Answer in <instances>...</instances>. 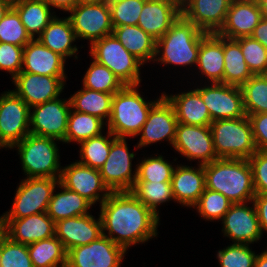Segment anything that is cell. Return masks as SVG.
<instances>
[{"mask_svg":"<svg viewBox=\"0 0 267 267\" xmlns=\"http://www.w3.org/2000/svg\"><path fill=\"white\" fill-rule=\"evenodd\" d=\"M31 40L19 14L11 7L0 21V43H11L24 47Z\"/></svg>","mask_w":267,"mask_h":267,"instance_id":"43","label":"cell"},{"mask_svg":"<svg viewBox=\"0 0 267 267\" xmlns=\"http://www.w3.org/2000/svg\"><path fill=\"white\" fill-rule=\"evenodd\" d=\"M261 10L262 18L267 19V0H257Z\"/></svg>","mask_w":267,"mask_h":267,"instance_id":"56","label":"cell"},{"mask_svg":"<svg viewBox=\"0 0 267 267\" xmlns=\"http://www.w3.org/2000/svg\"><path fill=\"white\" fill-rule=\"evenodd\" d=\"M0 267H33L27 245L5 235L0 244Z\"/></svg>","mask_w":267,"mask_h":267,"instance_id":"47","label":"cell"},{"mask_svg":"<svg viewBox=\"0 0 267 267\" xmlns=\"http://www.w3.org/2000/svg\"><path fill=\"white\" fill-rule=\"evenodd\" d=\"M99 206L103 235L126 252L130 246L157 237L159 216L131 191L111 192Z\"/></svg>","mask_w":267,"mask_h":267,"instance_id":"1","label":"cell"},{"mask_svg":"<svg viewBox=\"0 0 267 267\" xmlns=\"http://www.w3.org/2000/svg\"><path fill=\"white\" fill-rule=\"evenodd\" d=\"M112 1H115V0H104L105 3H111Z\"/></svg>","mask_w":267,"mask_h":267,"instance_id":"60","label":"cell"},{"mask_svg":"<svg viewBox=\"0 0 267 267\" xmlns=\"http://www.w3.org/2000/svg\"><path fill=\"white\" fill-rule=\"evenodd\" d=\"M126 138L112 141L109 156L99 169L103 183L111 192L131 191L137 179V167L132 172V159Z\"/></svg>","mask_w":267,"mask_h":267,"instance_id":"11","label":"cell"},{"mask_svg":"<svg viewBox=\"0 0 267 267\" xmlns=\"http://www.w3.org/2000/svg\"><path fill=\"white\" fill-rule=\"evenodd\" d=\"M31 109L33 111L31 112ZM69 99L55 98L30 108V134L50 137L63 142L70 114Z\"/></svg>","mask_w":267,"mask_h":267,"instance_id":"12","label":"cell"},{"mask_svg":"<svg viewBox=\"0 0 267 267\" xmlns=\"http://www.w3.org/2000/svg\"><path fill=\"white\" fill-rule=\"evenodd\" d=\"M233 203L221 221L222 232L234 243L251 244L263 236L254 204Z\"/></svg>","mask_w":267,"mask_h":267,"instance_id":"19","label":"cell"},{"mask_svg":"<svg viewBox=\"0 0 267 267\" xmlns=\"http://www.w3.org/2000/svg\"><path fill=\"white\" fill-rule=\"evenodd\" d=\"M102 222L92 214L75 216L55 223V236L63 243L66 251L91 243L102 236Z\"/></svg>","mask_w":267,"mask_h":267,"instance_id":"21","label":"cell"},{"mask_svg":"<svg viewBox=\"0 0 267 267\" xmlns=\"http://www.w3.org/2000/svg\"><path fill=\"white\" fill-rule=\"evenodd\" d=\"M245 62L253 75L267 74V49L251 36L236 39Z\"/></svg>","mask_w":267,"mask_h":267,"instance_id":"44","label":"cell"},{"mask_svg":"<svg viewBox=\"0 0 267 267\" xmlns=\"http://www.w3.org/2000/svg\"><path fill=\"white\" fill-rule=\"evenodd\" d=\"M115 138L116 137L109 130H107L106 136L101 134L99 136L82 141L79 144L80 160L78 162L85 166L99 170L107 160L112 141Z\"/></svg>","mask_w":267,"mask_h":267,"instance_id":"37","label":"cell"},{"mask_svg":"<svg viewBox=\"0 0 267 267\" xmlns=\"http://www.w3.org/2000/svg\"><path fill=\"white\" fill-rule=\"evenodd\" d=\"M126 251L105 235L67 251L66 267H120Z\"/></svg>","mask_w":267,"mask_h":267,"instance_id":"13","label":"cell"},{"mask_svg":"<svg viewBox=\"0 0 267 267\" xmlns=\"http://www.w3.org/2000/svg\"><path fill=\"white\" fill-rule=\"evenodd\" d=\"M44 46L67 59L73 55L77 59L78 48L72 45L77 40L75 31L68 17H54L43 32L36 38Z\"/></svg>","mask_w":267,"mask_h":267,"instance_id":"29","label":"cell"},{"mask_svg":"<svg viewBox=\"0 0 267 267\" xmlns=\"http://www.w3.org/2000/svg\"><path fill=\"white\" fill-rule=\"evenodd\" d=\"M113 34L143 64L154 60L156 40L138 25L113 27Z\"/></svg>","mask_w":267,"mask_h":267,"instance_id":"30","label":"cell"},{"mask_svg":"<svg viewBox=\"0 0 267 267\" xmlns=\"http://www.w3.org/2000/svg\"><path fill=\"white\" fill-rule=\"evenodd\" d=\"M30 107L12 90L0 95V146L11 149L30 134Z\"/></svg>","mask_w":267,"mask_h":267,"instance_id":"9","label":"cell"},{"mask_svg":"<svg viewBox=\"0 0 267 267\" xmlns=\"http://www.w3.org/2000/svg\"><path fill=\"white\" fill-rule=\"evenodd\" d=\"M131 192L158 216L159 210L157 211V208L159 205L171 200L175 202L171 182H135Z\"/></svg>","mask_w":267,"mask_h":267,"instance_id":"39","label":"cell"},{"mask_svg":"<svg viewBox=\"0 0 267 267\" xmlns=\"http://www.w3.org/2000/svg\"><path fill=\"white\" fill-rule=\"evenodd\" d=\"M77 39H87L90 45L113 34L111 12L108 3H77L68 11Z\"/></svg>","mask_w":267,"mask_h":267,"instance_id":"10","label":"cell"},{"mask_svg":"<svg viewBox=\"0 0 267 267\" xmlns=\"http://www.w3.org/2000/svg\"><path fill=\"white\" fill-rule=\"evenodd\" d=\"M33 267H66L67 251L53 236L27 245Z\"/></svg>","mask_w":267,"mask_h":267,"instance_id":"35","label":"cell"},{"mask_svg":"<svg viewBox=\"0 0 267 267\" xmlns=\"http://www.w3.org/2000/svg\"><path fill=\"white\" fill-rule=\"evenodd\" d=\"M65 62L64 57L53 52L35 38L24 46L21 72L45 76H66Z\"/></svg>","mask_w":267,"mask_h":267,"instance_id":"25","label":"cell"},{"mask_svg":"<svg viewBox=\"0 0 267 267\" xmlns=\"http://www.w3.org/2000/svg\"><path fill=\"white\" fill-rule=\"evenodd\" d=\"M232 202L218 191L205 188L199 201L192 207L195 208L206 220H222L226 212L232 206Z\"/></svg>","mask_w":267,"mask_h":267,"instance_id":"42","label":"cell"},{"mask_svg":"<svg viewBox=\"0 0 267 267\" xmlns=\"http://www.w3.org/2000/svg\"><path fill=\"white\" fill-rule=\"evenodd\" d=\"M248 161L252 168L255 193L267 194V151L257 150Z\"/></svg>","mask_w":267,"mask_h":267,"instance_id":"49","label":"cell"},{"mask_svg":"<svg viewBox=\"0 0 267 267\" xmlns=\"http://www.w3.org/2000/svg\"><path fill=\"white\" fill-rule=\"evenodd\" d=\"M50 7L57 8L59 10H64L68 12L71 10L76 4L77 0H44Z\"/></svg>","mask_w":267,"mask_h":267,"instance_id":"53","label":"cell"},{"mask_svg":"<svg viewBox=\"0 0 267 267\" xmlns=\"http://www.w3.org/2000/svg\"><path fill=\"white\" fill-rule=\"evenodd\" d=\"M82 80V87L108 94H115L124 87L108 67L99 64L94 59Z\"/></svg>","mask_w":267,"mask_h":267,"instance_id":"40","label":"cell"},{"mask_svg":"<svg viewBox=\"0 0 267 267\" xmlns=\"http://www.w3.org/2000/svg\"><path fill=\"white\" fill-rule=\"evenodd\" d=\"M254 267H267V253L265 251L257 254Z\"/></svg>","mask_w":267,"mask_h":267,"instance_id":"54","label":"cell"},{"mask_svg":"<svg viewBox=\"0 0 267 267\" xmlns=\"http://www.w3.org/2000/svg\"><path fill=\"white\" fill-rule=\"evenodd\" d=\"M253 74L242 54L236 39L224 37V74L223 84L241 87Z\"/></svg>","mask_w":267,"mask_h":267,"instance_id":"33","label":"cell"},{"mask_svg":"<svg viewBox=\"0 0 267 267\" xmlns=\"http://www.w3.org/2000/svg\"><path fill=\"white\" fill-rule=\"evenodd\" d=\"M256 257L249 244L232 243L217 252L220 267H254Z\"/></svg>","mask_w":267,"mask_h":267,"instance_id":"45","label":"cell"},{"mask_svg":"<svg viewBox=\"0 0 267 267\" xmlns=\"http://www.w3.org/2000/svg\"><path fill=\"white\" fill-rule=\"evenodd\" d=\"M55 141L59 140L28 134L22 141L11 147L17 148L27 178L60 179L62 167L59 163V149Z\"/></svg>","mask_w":267,"mask_h":267,"instance_id":"5","label":"cell"},{"mask_svg":"<svg viewBox=\"0 0 267 267\" xmlns=\"http://www.w3.org/2000/svg\"><path fill=\"white\" fill-rule=\"evenodd\" d=\"M90 46L92 59L108 67L124 86L140 84L143 63L129 53L114 34L96 40Z\"/></svg>","mask_w":267,"mask_h":267,"instance_id":"7","label":"cell"},{"mask_svg":"<svg viewBox=\"0 0 267 267\" xmlns=\"http://www.w3.org/2000/svg\"><path fill=\"white\" fill-rule=\"evenodd\" d=\"M257 150L267 151V113L248 115Z\"/></svg>","mask_w":267,"mask_h":267,"instance_id":"50","label":"cell"},{"mask_svg":"<svg viewBox=\"0 0 267 267\" xmlns=\"http://www.w3.org/2000/svg\"><path fill=\"white\" fill-rule=\"evenodd\" d=\"M261 18L257 0H232L225 22L217 34L230 39L251 36Z\"/></svg>","mask_w":267,"mask_h":267,"instance_id":"24","label":"cell"},{"mask_svg":"<svg viewBox=\"0 0 267 267\" xmlns=\"http://www.w3.org/2000/svg\"><path fill=\"white\" fill-rule=\"evenodd\" d=\"M214 150L218 158L249 159L256 151L248 116L211 122Z\"/></svg>","mask_w":267,"mask_h":267,"instance_id":"6","label":"cell"},{"mask_svg":"<svg viewBox=\"0 0 267 267\" xmlns=\"http://www.w3.org/2000/svg\"><path fill=\"white\" fill-rule=\"evenodd\" d=\"M172 104L179 123L195 126H210L212 119L207 106L196 89L181 94H163Z\"/></svg>","mask_w":267,"mask_h":267,"instance_id":"28","label":"cell"},{"mask_svg":"<svg viewBox=\"0 0 267 267\" xmlns=\"http://www.w3.org/2000/svg\"><path fill=\"white\" fill-rule=\"evenodd\" d=\"M163 156H151L137 164L136 182H171L175 167Z\"/></svg>","mask_w":267,"mask_h":267,"instance_id":"41","label":"cell"},{"mask_svg":"<svg viewBox=\"0 0 267 267\" xmlns=\"http://www.w3.org/2000/svg\"><path fill=\"white\" fill-rule=\"evenodd\" d=\"M206 34L181 14L167 32L156 40L153 62L183 67L196 66L200 43Z\"/></svg>","mask_w":267,"mask_h":267,"instance_id":"3","label":"cell"},{"mask_svg":"<svg viewBox=\"0 0 267 267\" xmlns=\"http://www.w3.org/2000/svg\"><path fill=\"white\" fill-rule=\"evenodd\" d=\"M199 73L210 83H223L224 37L217 33H207L201 40L197 57Z\"/></svg>","mask_w":267,"mask_h":267,"instance_id":"27","label":"cell"},{"mask_svg":"<svg viewBox=\"0 0 267 267\" xmlns=\"http://www.w3.org/2000/svg\"><path fill=\"white\" fill-rule=\"evenodd\" d=\"M208 108L212 121L246 116L240 87L223 83L196 88Z\"/></svg>","mask_w":267,"mask_h":267,"instance_id":"14","label":"cell"},{"mask_svg":"<svg viewBox=\"0 0 267 267\" xmlns=\"http://www.w3.org/2000/svg\"><path fill=\"white\" fill-rule=\"evenodd\" d=\"M251 37L259 41L267 49V19L261 18Z\"/></svg>","mask_w":267,"mask_h":267,"instance_id":"52","label":"cell"},{"mask_svg":"<svg viewBox=\"0 0 267 267\" xmlns=\"http://www.w3.org/2000/svg\"><path fill=\"white\" fill-rule=\"evenodd\" d=\"M161 94L159 100L151 107L147 120L138 134L141 136L136 148L145 147L165 139L173 146L178 120L172 104L163 95L164 93Z\"/></svg>","mask_w":267,"mask_h":267,"instance_id":"16","label":"cell"},{"mask_svg":"<svg viewBox=\"0 0 267 267\" xmlns=\"http://www.w3.org/2000/svg\"><path fill=\"white\" fill-rule=\"evenodd\" d=\"M232 0H185L182 15L206 33H217L223 26Z\"/></svg>","mask_w":267,"mask_h":267,"instance_id":"20","label":"cell"},{"mask_svg":"<svg viewBox=\"0 0 267 267\" xmlns=\"http://www.w3.org/2000/svg\"><path fill=\"white\" fill-rule=\"evenodd\" d=\"M57 187L63 191L61 190V192H57L56 194L53 192L47 210L48 216L55 223L62 219L90 214L88 210L92 204L88 200L80 196L77 192L67 189L61 183Z\"/></svg>","mask_w":267,"mask_h":267,"instance_id":"31","label":"cell"},{"mask_svg":"<svg viewBox=\"0 0 267 267\" xmlns=\"http://www.w3.org/2000/svg\"><path fill=\"white\" fill-rule=\"evenodd\" d=\"M6 236L12 241L29 245L55 236V222L47 212L21 219H0Z\"/></svg>","mask_w":267,"mask_h":267,"instance_id":"23","label":"cell"},{"mask_svg":"<svg viewBox=\"0 0 267 267\" xmlns=\"http://www.w3.org/2000/svg\"><path fill=\"white\" fill-rule=\"evenodd\" d=\"M104 2V0H77V3H100Z\"/></svg>","mask_w":267,"mask_h":267,"instance_id":"57","label":"cell"},{"mask_svg":"<svg viewBox=\"0 0 267 267\" xmlns=\"http://www.w3.org/2000/svg\"><path fill=\"white\" fill-rule=\"evenodd\" d=\"M67 76H45L20 72L12 80V90L30 108L53 100L63 91Z\"/></svg>","mask_w":267,"mask_h":267,"instance_id":"18","label":"cell"},{"mask_svg":"<svg viewBox=\"0 0 267 267\" xmlns=\"http://www.w3.org/2000/svg\"><path fill=\"white\" fill-rule=\"evenodd\" d=\"M240 88L247 116L267 113V74L253 75Z\"/></svg>","mask_w":267,"mask_h":267,"instance_id":"38","label":"cell"},{"mask_svg":"<svg viewBox=\"0 0 267 267\" xmlns=\"http://www.w3.org/2000/svg\"><path fill=\"white\" fill-rule=\"evenodd\" d=\"M59 183L60 179L57 178L26 177L21 180L12 208L0 216V219H21L47 212L49 201Z\"/></svg>","mask_w":267,"mask_h":267,"instance_id":"8","label":"cell"},{"mask_svg":"<svg viewBox=\"0 0 267 267\" xmlns=\"http://www.w3.org/2000/svg\"><path fill=\"white\" fill-rule=\"evenodd\" d=\"M172 147L190 161L198 160L200 165L218 159L210 126L185 125L178 122Z\"/></svg>","mask_w":267,"mask_h":267,"instance_id":"15","label":"cell"},{"mask_svg":"<svg viewBox=\"0 0 267 267\" xmlns=\"http://www.w3.org/2000/svg\"><path fill=\"white\" fill-rule=\"evenodd\" d=\"M12 7L20 16L26 32L35 39L43 32L52 19L56 16L51 13L50 6L44 0H20Z\"/></svg>","mask_w":267,"mask_h":267,"instance_id":"32","label":"cell"},{"mask_svg":"<svg viewBox=\"0 0 267 267\" xmlns=\"http://www.w3.org/2000/svg\"><path fill=\"white\" fill-rule=\"evenodd\" d=\"M254 204L259 219L260 229L267 232V194H256L251 202Z\"/></svg>","mask_w":267,"mask_h":267,"instance_id":"51","label":"cell"},{"mask_svg":"<svg viewBox=\"0 0 267 267\" xmlns=\"http://www.w3.org/2000/svg\"><path fill=\"white\" fill-rule=\"evenodd\" d=\"M178 165L171 179L173 197L175 202L193 207L205 190L204 165L198 164V168Z\"/></svg>","mask_w":267,"mask_h":267,"instance_id":"26","label":"cell"},{"mask_svg":"<svg viewBox=\"0 0 267 267\" xmlns=\"http://www.w3.org/2000/svg\"><path fill=\"white\" fill-rule=\"evenodd\" d=\"M7 1L10 2L11 4H14V3H16V2H18L20 0H7Z\"/></svg>","mask_w":267,"mask_h":267,"instance_id":"59","label":"cell"},{"mask_svg":"<svg viewBox=\"0 0 267 267\" xmlns=\"http://www.w3.org/2000/svg\"><path fill=\"white\" fill-rule=\"evenodd\" d=\"M11 7L12 4L7 0H0V21Z\"/></svg>","mask_w":267,"mask_h":267,"instance_id":"55","label":"cell"},{"mask_svg":"<svg viewBox=\"0 0 267 267\" xmlns=\"http://www.w3.org/2000/svg\"><path fill=\"white\" fill-rule=\"evenodd\" d=\"M205 188L218 191L232 203L252 202L256 195L248 159L218 158L204 165Z\"/></svg>","mask_w":267,"mask_h":267,"instance_id":"2","label":"cell"},{"mask_svg":"<svg viewBox=\"0 0 267 267\" xmlns=\"http://www.w3.org/2000/svg\"><path fill=\"white\" fill-rule=\"evenodd\" d=\"M181 14L180 0H146L137 25L158 40Z\"/></svg>","mask_w":267,"mask_h":267,"instance_id":"22","label":"cell"},{"mask_svg":"<svg viewBox=\"0 0 267 267\" xmlns=\"http://www.w3.org/2000/svg\"><path fill=\"white\" fill-rule=\"evenodd\" d=\"M5 235H6L5 228L0 221V244H1V241Z\"/></svg>","mask_w":267,"mask_h":267,"instance_id":"58","label":"cell"},{"mask_svg":"<svg viewBox=\"0 0 267 267\" xmlns=\"http://www.w3.org/2000/svg\"><path fill=\"white\" fill-rule=\"evenodd\" d=\"M146 0H115L109 3L113 27L137 25Z\"/></svg>","mask_w":267,"mask_h":267,"instance_id":"46","label":"cell"},{"mask_svg":"<svg viewBox=\"0 0 267 267\" xmlns=\"http://www.w3.org/2000/svg\"><path fill=\"white\" fill-rule=\"evenodd\" d=\"M60 183L67 189L77 192L92 205L96 202L101 204L111 193L103 183L98 169L85 166L78 161L62 167Z\"/></svg>","mask_w":267,"mask_h":267,"instance_id":"17","label":"cell"},{"mask_svg":"<svg viewBox=\"0 0 267 267\" xmlns=\"http://www.w3.org/2000/svg\"><path fill=\"white\" fill-rule=\"evenodd\" d=\"M113 95L83 87L69 97V101L72 110L97 116L107 123L111 115Z\"/></svg>","mask_w":267,"mask_h":267,"instance_id":"34","label":"cell"},{"mask_svg":"<svg viewBox=\"0 0 267 267\" xmlns=\"http://www.w3.org/2000/svg\"><path fill=\"white\" fill-rule=\"evenodd\" d=\"M24 47L0 43V70L11 74L13 79L22 69Z\"/></svg>","mask_w":267,"mask_h":267,"instance_id":"48","label":"cell"},{"mask_svg":"<svg viewBox=\"0 0 267 267\" xmlns=\"http://www.w3.org/2000/svg\"><path fill=\"white\" fill-rule=\"evenodd\" d=\"M138 86L125 85L113 95L111 115L106 125L117 138L138 136L151 107L159 100L146 102L137 90Z\"/></svg>","mask_w":267,"mask_h":267,"instance_id":"4","label":"cell"},{"mask_svg":"<svg viewBox=\"0 0 267 267\" xmlns=\"http://www.w3.org/2000/svg\"><path fill=\"white\" fill-rule=\"evenodd\" d=\"M106 122L97 116L70 109L64 143H78L102 134Z\"/></svg>","mask_w":267,"mask_h":267,"instance_id":"36","label":"cell"}]
</instances>
